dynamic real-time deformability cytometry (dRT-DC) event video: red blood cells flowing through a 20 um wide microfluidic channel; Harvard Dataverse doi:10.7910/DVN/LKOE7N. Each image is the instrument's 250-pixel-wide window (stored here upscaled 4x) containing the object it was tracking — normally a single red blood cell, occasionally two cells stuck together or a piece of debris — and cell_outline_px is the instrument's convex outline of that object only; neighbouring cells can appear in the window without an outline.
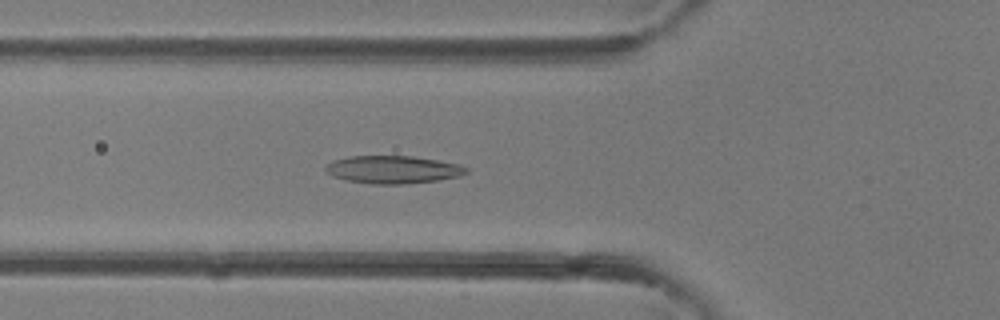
{"species": "common noctule bat (a hibernating species)", "species_latin": "Nyctalus noctula", "temperature_condition": "room temperature", "stored_images_in_passage": 41, "camera_frame_rate_fps": 3000, "um_per_image_px": 0.085, "animal": {"sex": "female"}, "frame": {"image": 1, "passage_image": 15, "time_ms": 4.667, "image_size_px": [1000, 320], "cell_outline_px": [[468, 172], [460, 176], [436, 180], [400, 184], [372, 184], [344, 180], [332, 176], [324, 172], [324, 168], [332, 160], [348, 156], [412, 156], [436, 160], [456, 164], [468, 168]], "centroid_in_image_um": [33.32, 14.41], "position_along_channel_um": 92.5, "area_um2": 22.72}}
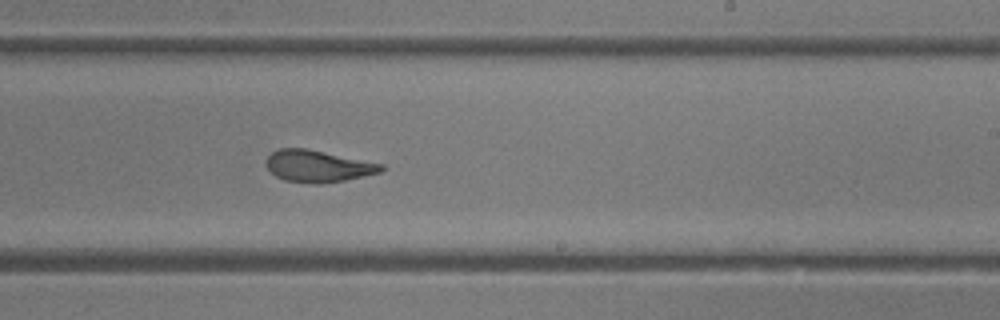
{"frame": {"image": 2, "passage_image": 25, "time_ms": 8.0, "image_size_px": [1000, 320], "cell_outline_px": [[384, 168], [380, 172], [344, 180], [320, 184], [312, 184], [284, 180], [276, 176], [264, 164], [264, 160], [272, 152], [280, 148], [304, 148], [384, 164]], "centroid_in_image_um": [26.98, 14.12], "position_along_channel_um": 262.0, "area_um2": 21.21}}
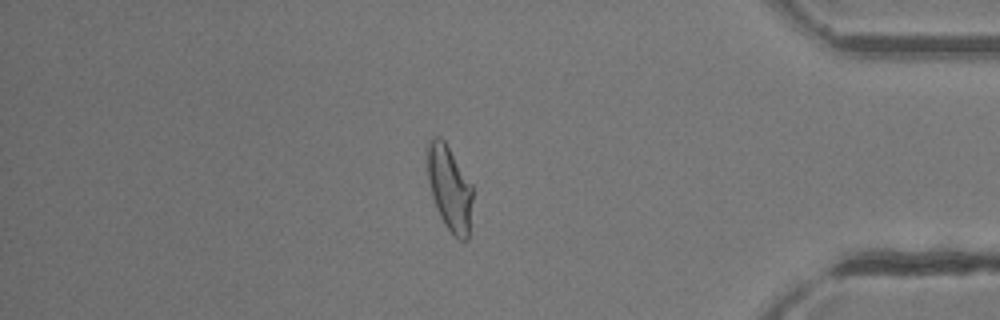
{"frame": {"image": 3, "passage_image": 35, "time_ms": 11.333, "image_size_px": [1000, 320], "cell_outline_px": [[472, 200], [468, 240], [460, 240], [444, 224], [436, 208], [432, 196], [428, 180], [428, 144], [432, 136], [440, 136], [444, 140], [472, 184]], "centroid_in_image_um": [38.22, 15.99], "position_along_channel_um": 397.0, "area_um2": 22.14}}